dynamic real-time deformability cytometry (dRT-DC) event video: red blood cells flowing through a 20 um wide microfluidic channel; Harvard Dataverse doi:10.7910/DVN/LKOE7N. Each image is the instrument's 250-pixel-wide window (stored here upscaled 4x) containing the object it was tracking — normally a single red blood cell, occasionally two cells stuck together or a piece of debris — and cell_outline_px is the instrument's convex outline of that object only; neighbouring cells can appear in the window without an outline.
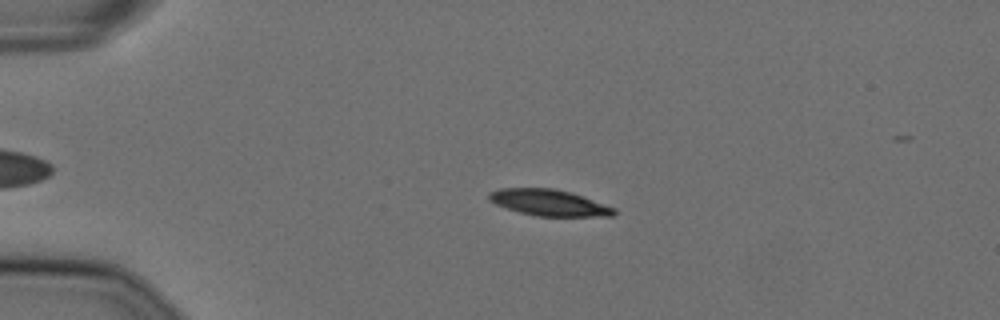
{"species": "Egyptian fruit bat (a non-hibernating species)", "species_latin": "Rousettus aegyptiacus", "temperature_condition": "cold", "stored_images_in_passage": 56, "camera_frame_rate_fps": 3000, "um_per_image_px": 0.085, "animal": {"sex": "female"}, "frame": {"image": 1, "passage_image": 13, "time_ms": 4.0, "image_size_px": [1000, 320], "cell_outline_px": [[616, 212], [612, 216], [536, 216], [520, 212], [496, 204], [488, 200], [488, 192], [500, 188], [556, 188], [572, 192], [616, 208]], "centroid_in_image_um": [46.67, 17.21], "position_along_channel_um": 38.3, "area_um2": 19.19}}
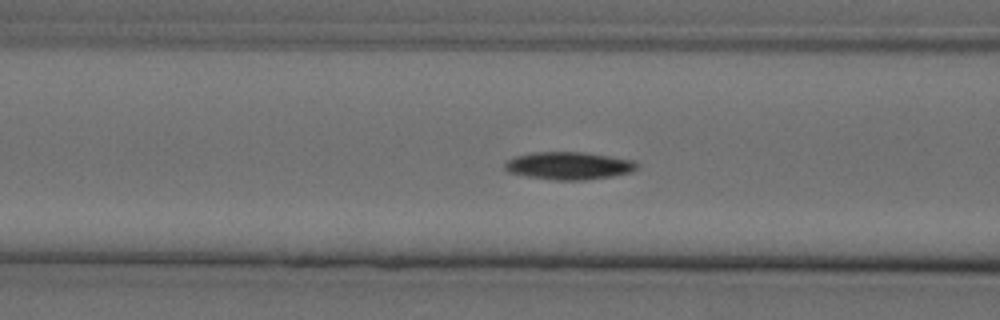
{"frame": {"image": 2, "passage_image": 23, "time_ms": 7.333, "image_size_px": [1000, 320], "cell_outline_px": [[640, 164], [632, 172], [612, 176], [584, 180], [556, 180], [528, 176], [508, 172], [504, 168], [504, 164], [508, 160], [516, 156], [532, 152], [584, 152], [632, 160]], "centroid_in_image_um": [48.35, 14.08], "position_along_channel_um": 118.2, "area_um2": 21.15}}
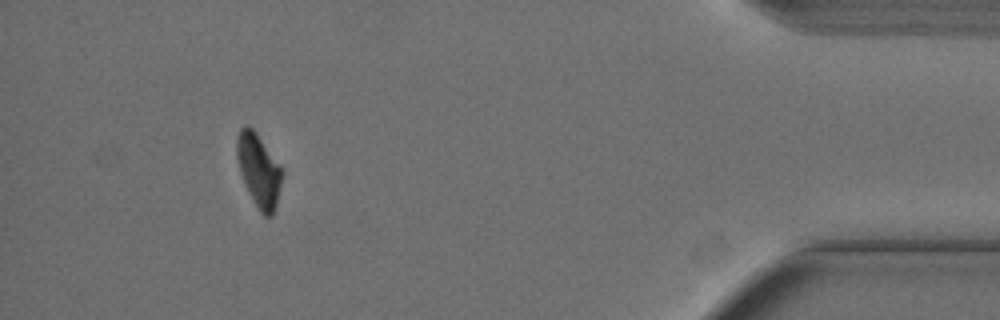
{"frame": {"image": 3, "passage_image": 52, "time_ms": 17.0, "image_size_px": [1000, 320], "cell_outline_px": [[280, 184], [276, 204], [272, 216], [264, 216], [260, 212], [248, 192], [244, 184], [240, 172], [236, 156], [236, 136], [240, 128], [244, 124], [248, 124], [256, 132], [280, 168]], "centroid_in_image_um": [21.92, 14.45], "position_along_channel_um": 413.3, "area_um2": 18.73}, "authors_computed_cell_mechanics": {"area_um2": 20.1722, "velocity_mm_per_s": 3.621, "shape_relaxation_time_tau1_ms": 5.8011, "shape_relaxation_time_tau2_ms": null, "deformation_change_tau1": 0.1739, "deformation_change_tau2": null}}